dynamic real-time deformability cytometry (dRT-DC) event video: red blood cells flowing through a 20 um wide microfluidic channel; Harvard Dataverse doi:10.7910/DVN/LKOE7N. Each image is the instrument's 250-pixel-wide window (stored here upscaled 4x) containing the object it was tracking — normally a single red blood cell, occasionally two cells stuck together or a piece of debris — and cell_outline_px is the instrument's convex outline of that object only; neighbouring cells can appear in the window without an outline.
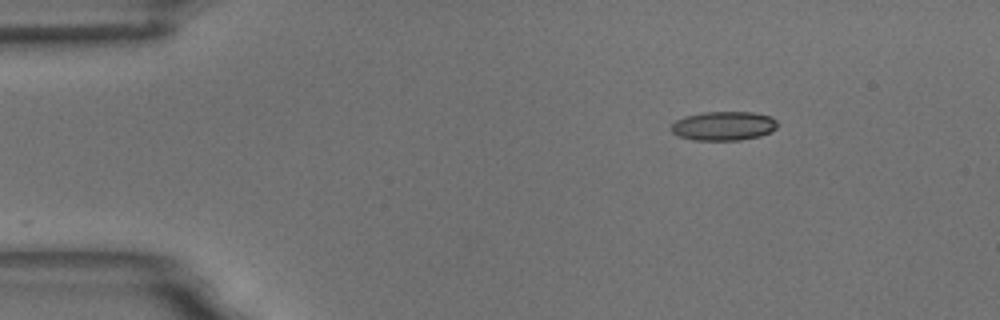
{"species": "common noctule bat (a hibernating species)", "species_latin": "Nyctalus noctula", "temperature_condition": "room temperature", "stored_images_in_passage": 51, "camera_frame_rate_fps": 3000, "um_per_image_px": 0.085, "animal": {"sex": "male", "body_mass_g": 18.8}, "frame": {"image": 1, "passage_image": 1, "time_ms": 0.0, "image_size_px": [1000, 320], "cell_outline_px": [[776, 128], [772, 132], [760, 136], [740, 140], [696, 140], [680, 136], [672, 132], [668, 128], [676, 120], [684, 116], [704, 112], [752, 112], [768, 116], [776, 120]], "centroid_in_image_um": [61.48, 10.7], "position_along_channel_um": 23.5, "area_um2": 17.98}}
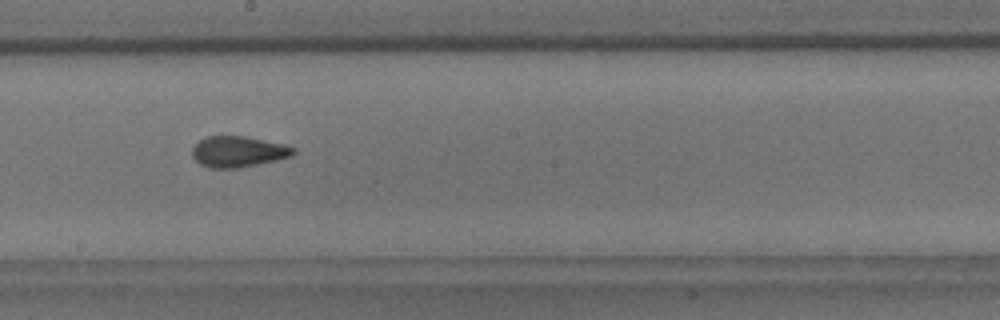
{"frame": {"image": 2, "passage_image": 25, "time_ms": 8.0, "image_size_px": [1000, 320], "cell_outline_px": [[296, 152], [292, 156], [276, 160], [236, 168], [208, 168], [200, 164], [192, 156], [192, 148], [200, 140], [208, 136], [244, 136], [284, 144], [296, 148]], "centroid_in_image_um": [20.25, 12.89], "position_along_channel_um": 228.0, "area_um2": 18.15}}
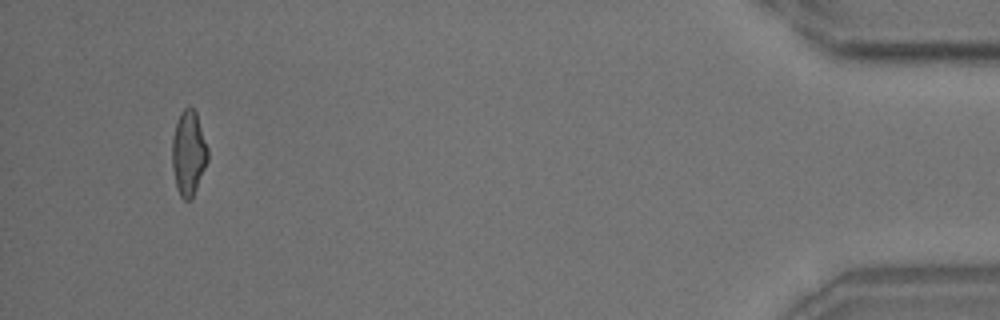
{"frame": {"image": 3, "passage_image": 48, "time_ms": 15.667, "image_size_px": [1000, 320], "cell_outline_px": [[208, 160], [192, 200], [184, 200], [180, 196], [176, 188], [172, 168], [172, 136], [176, 120], [180, 112], [184, 108], [192, 108], [196, 112], [208, 148]], "centroid_in_image_um": [16.01, 13.03], "position_along_channel_um": 419.2, "area_um2": 17.86}, "authors_computed_cell_mechanics": {"area_um2": 17.9758, "velocity_mm_per_s": 3.4582, "shape_relaxation_time_tau1_ms": 6.3497, "shape_relaxation_time_tau2_ms": 1.4919, "deformation_change_tau1": 0.1738, "deformation_change_tau2": 0.0869}}